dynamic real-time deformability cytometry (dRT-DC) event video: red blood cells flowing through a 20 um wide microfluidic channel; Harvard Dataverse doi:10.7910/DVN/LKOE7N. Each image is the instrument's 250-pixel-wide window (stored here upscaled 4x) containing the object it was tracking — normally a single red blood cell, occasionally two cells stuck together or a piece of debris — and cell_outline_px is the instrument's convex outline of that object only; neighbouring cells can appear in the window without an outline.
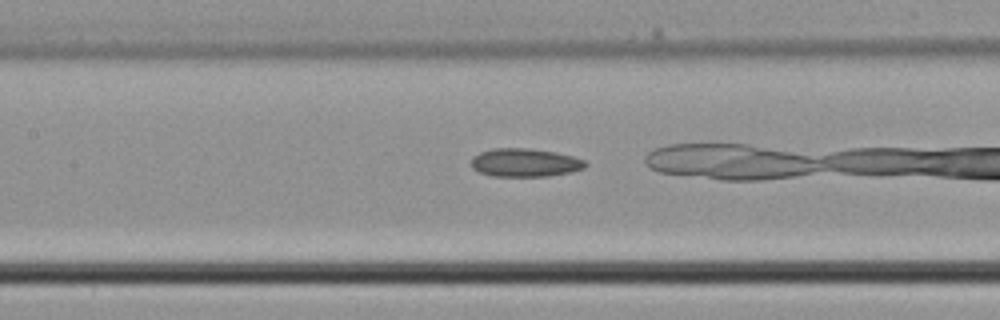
{"species": "common noctule bat (a hibernating species)", "species_latin": "Nyctalus noctula", "temperature_condition": "cold", "stored_images_in_passage": 8, "segment_of_instrument_passage": [2, 2], "camera_frame_rate_fps": 3000, "um_per_image_px": 0.085, "animal": {"sex": "male", "body_mass_g": 21.5, "forearm_length_mm": 52.0}, "frame": {"image": 1, "passage_image": 8, "time_ms": 2.333, "image_size_px": [1000, 320], "cell_outline_px": [[588, 164], [584, 168], [568, 172], [548, 176], [492, 176], [480, 172], [472, 168], [472, 156], [480, 152], [496, 148], [528, 148], [556, 152], [572, 156], [584, 160]], "centroid_in_image_um": [44.61, 13.82], "position_along_channel_um": 162.8, "area_um2": 18.73}}